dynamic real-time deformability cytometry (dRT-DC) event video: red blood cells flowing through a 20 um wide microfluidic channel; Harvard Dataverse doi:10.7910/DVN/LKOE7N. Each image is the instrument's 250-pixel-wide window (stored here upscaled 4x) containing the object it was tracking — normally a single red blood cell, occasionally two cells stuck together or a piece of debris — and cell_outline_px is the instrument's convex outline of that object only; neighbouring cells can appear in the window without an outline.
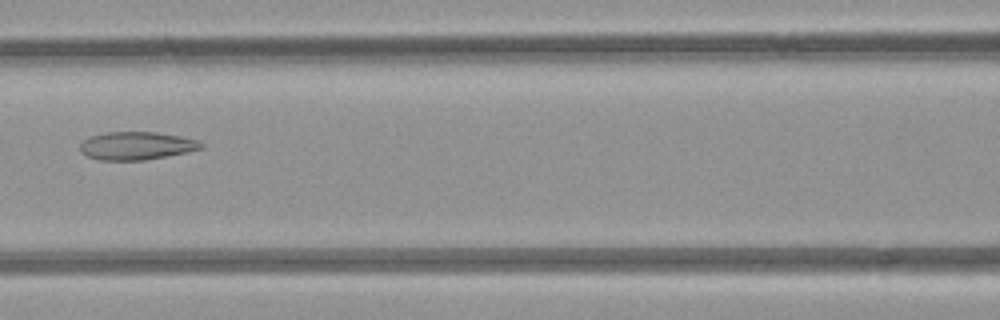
{"species": "common noctule bat (a hibernating species)", "species_latin": "Nyctalus noctula", "temperature_condition": "room temperature", "stored_images_in_passage": 7, "camera_frame_rate_fps": 3000, "um_per_image_px": 0.085, "animal": {"sex": "female", "body_mass_g": 21.9}, "frame": {"image": 1, "passage_image": 7, "time_ms": 7.0, "image_size_px": [1000, 320], "cell_outline_px": [[204, 148], [144, 160], [100, 160], [88, 156], [80, 152], [80, 144], [88, 136], [108, 132], [156, 132], [180, 136], [196, 140], [204, 144]], "centroid_in_image_um": [11.57, 12.38], "position_along_channel_um": 155.0, "area_um2": 19.59}}